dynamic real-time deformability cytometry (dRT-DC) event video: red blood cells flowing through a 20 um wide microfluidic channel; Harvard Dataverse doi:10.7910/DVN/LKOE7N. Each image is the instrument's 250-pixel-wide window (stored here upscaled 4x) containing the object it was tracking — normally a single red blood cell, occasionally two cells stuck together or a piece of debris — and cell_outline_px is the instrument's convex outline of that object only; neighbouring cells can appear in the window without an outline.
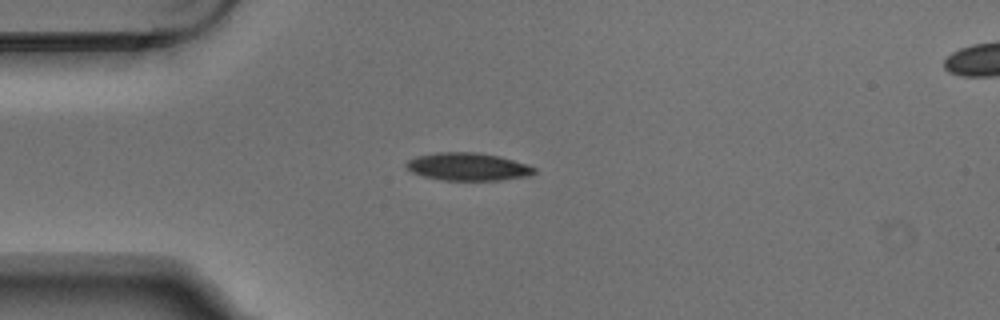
{"species": "Egyptian fruit bat (a non-hibernating species)", "species_latin": "Rousettus aegyptiacus", "temperature_condition": "warm", "stored_images_in_passage": 2, "camera_frame_rate_fps": 3000, "um_per_image_px": 0.085, "animal": {"sex": "male"}, "frame": {"image": 1, "passage_image": 1, "time_ms": 0.0, "image_size_px": [1000, 320], "cell_outline_px": [[536, 172], [528, 176], [500, 180], [440, 180], [424, 176], [412, 172], [404, 164], [408, 160], [416, 156], [436, 152], [480, 152], [500, 156], [536, 168]], "centroid_in_image_um": [39.75, 14.16], "position_along_channel_um": 45.3, "area_um2": 20.69}}
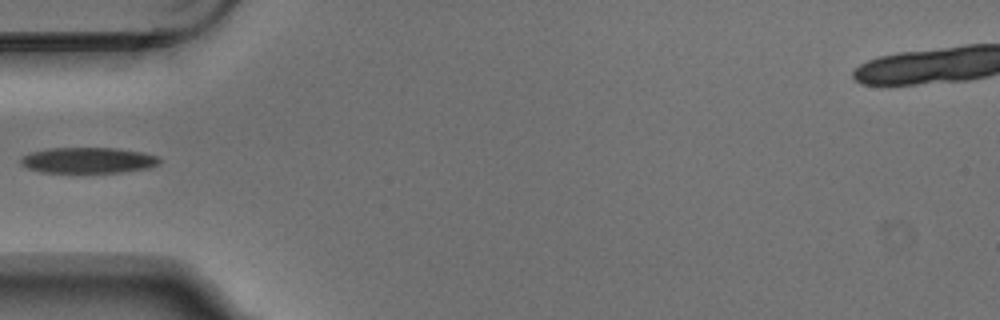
{"frame": {"image": 2, "passage_image": 2, "time_ms": 0.333, "image_size_px": [1000, 320], "cell_outline_px": [[160, 164], [152, 168], [120, 172], [40, 172], [28, 168], [20, 164], [20, 156], [32, 152], [48, 148], [120, 148], [144, 152], [156, 156], [160, 160]], "centroid_in_image_um": [7.51, 13.62], "position_along_channel_um": 77.5, "area_um2": 21.04}}